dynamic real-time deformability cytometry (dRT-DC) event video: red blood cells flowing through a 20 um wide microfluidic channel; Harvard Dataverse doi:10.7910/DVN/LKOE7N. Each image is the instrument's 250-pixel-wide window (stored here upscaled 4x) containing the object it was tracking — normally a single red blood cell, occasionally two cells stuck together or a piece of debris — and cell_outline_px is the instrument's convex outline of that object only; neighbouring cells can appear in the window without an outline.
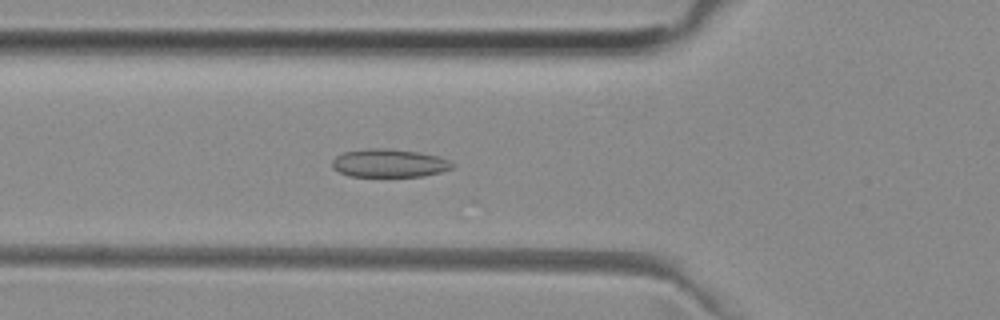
{"species": "common noctule bat (a hibernating species)", "species_latin": "Nyctalus noctula", "temperature_condition": "room temperature", "stored_images_in_passage": 44, "camera_frame_rate_fps": 3000, "um_per_image_px": 0.085, "animal": {"sex": "female", "body_mass_g": 29.2, "forearm_length_mm": 56.3}, "frame": {"image": 1, "passage_image": 10, "time_ms": 3.0, "image_size_px": [1000, 320], "cell_outline_px": [[456, 164], [452, 168], [440, 172], [424, 176], [348, 176], [332, 168], [332, 160], [336, 156], [344, 152], [368, 148], [388, 148], [420, 152], [440, 156]], "centroid_in_image_um": [33.09, 13.86], "position_along_channel_um": 92.7, "area_um2": 19.88}}
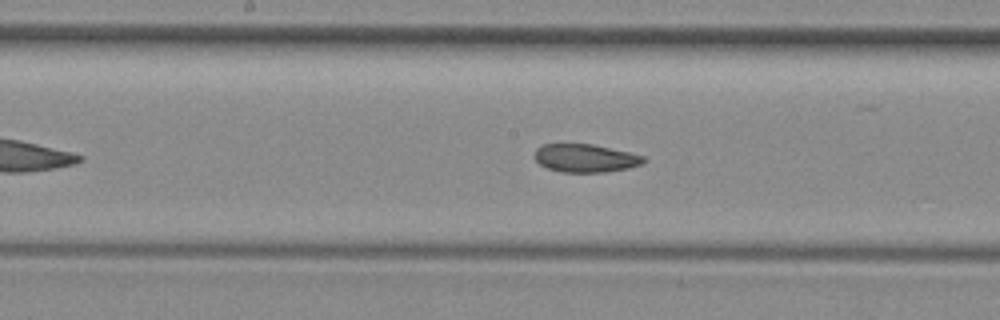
{"frame": {"image": 2, "passage_image": 18, "time_ms": 5.667, "image_size_px": [1000, 320], "cell_outline_px": [[648, 160], [644, 164], [628, 168], [604, 172], [560, 172], [548, 168], [540, 164], [536, 160], [536, 148], [544, 144], [592, 144], [628, 152], [644, 156]], "centroid_in_image_um": [49.8, 13.45], "position_along_channel_um": 198.4, "area_um2": 17.8}}
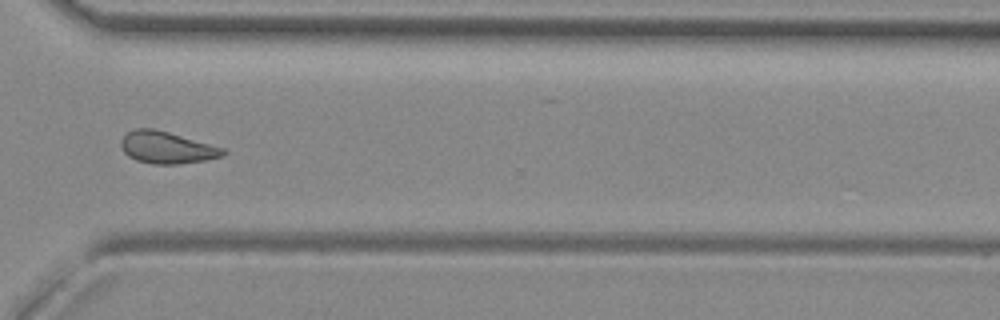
{"frame": {"image": 3, "passage_image": 30, "time_ms": 9.667, "image_size_px": [1000, 320], "cell_outline_px": [[228, 152], [220, 156], [204, 160], [176, 164], [152, 164], [136, 160], [128, 156], [120, 148], [120, 140], [128, 132], [136, 128], [152, 128], [168, 132], [224, 148]], "centroid_in_image_um": [14.13, 12.54], "position_along_channel_um": 356.5, "area_um2": 18.84}, "authors_computed_cell_mechanics": {"area_um2": 19.0451, "velocity_mm_per_s": 3.9487, "shape_relaxation_time_tau1_ms": null, "shape_relaxation_time_tau2_ms": 3.1036, "deformation_change_tau1": null, "deformation_change_tau2": 0.0746}}